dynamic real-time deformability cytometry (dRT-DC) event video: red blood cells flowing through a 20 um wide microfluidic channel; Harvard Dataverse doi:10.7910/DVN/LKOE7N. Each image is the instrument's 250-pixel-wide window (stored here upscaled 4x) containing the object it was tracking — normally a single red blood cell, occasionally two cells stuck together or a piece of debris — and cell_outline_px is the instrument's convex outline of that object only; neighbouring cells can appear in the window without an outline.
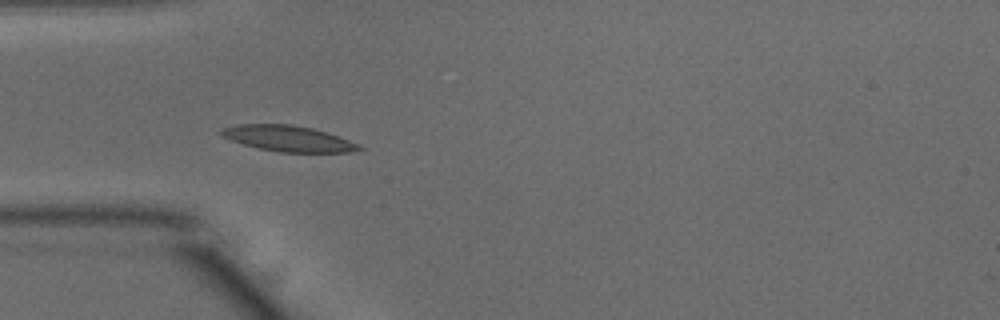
{"species": "common noctule bat (a hibernating species)", "species_latin": "Nyctalus noctula", "temperature_condition": "warm", "stored_images_in_passage": 37, "camera_frame_rate_fps": 3000, "um_per_image_px": 0.085, "animal": {"sex": "male", "body_mass_g": 15.6}, "frame": {"image": 1, "passage_image": 1, "time_ms": 0.0, "image_size_px": [1000, 320], "cell_outline_px": [[364, 148], [348, 152], [280, 152], [260, 148], [244, 144], [220, 136], [220, 132], [224, 128], [240, 124], [292, 124], [312, 128], [328, 132], [348, 140]], "centroid_in_image_um": [24.49, 11.76], "position_along_channel_um": 60.5, "area_um2": 20.4}}
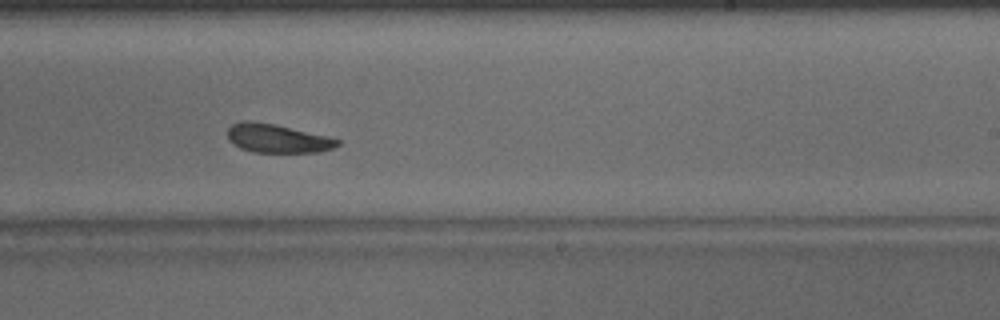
{"frame": {"image": 2, "passage_image": 17, "time_ms": 5.333, "image_size_px": [1000, 320], "cell_outline_px": [[340, 144], [332, 148], [316, 152], [252, 152], [240, 148], [228, 140], [228, 128], [232, 124], [244, 120], [248, 120], [272, 124], [328, 136], [340, 140]], "centroid_in_image_um": [23.55, 11.77], "position_along_channel_um": 265.5, "area_um2": 18.15}}
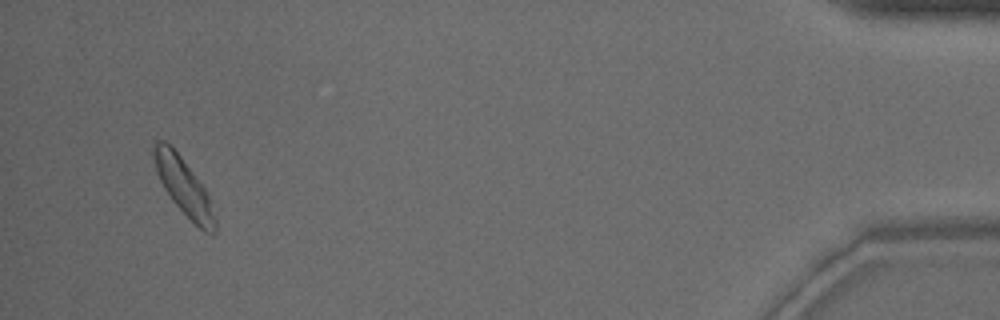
{"frame": {"image": 3, "passage_image": 35, "time_ms": 11.333, "image_size_px": [1000, 320], "cell_outline_px": [[216, 232], [212, 236], [204, 232], [172, 200], [164, 188], [160, 180], [156, 168], [152, 152], [152, 140], [164, 140], [180, 156], [204, 188], [208, 196], [216, 220]], "centroid_in_image_um": [15.6, 15.86], "position_along_channel_um": 419.6, "area_um2": 19.77}, "authors_computed_cell_mechanics": {"area_um2": 19.4208, "velocity_mm_per_s": 3.8684, "shape_relaxation_time_tau1_ms": 3.8876, "shape_relaxation_time_tau2_ms": 4.4009, "deformation_change_tau1": 0.1218, "deformation_change_tau2": 0.1096}}